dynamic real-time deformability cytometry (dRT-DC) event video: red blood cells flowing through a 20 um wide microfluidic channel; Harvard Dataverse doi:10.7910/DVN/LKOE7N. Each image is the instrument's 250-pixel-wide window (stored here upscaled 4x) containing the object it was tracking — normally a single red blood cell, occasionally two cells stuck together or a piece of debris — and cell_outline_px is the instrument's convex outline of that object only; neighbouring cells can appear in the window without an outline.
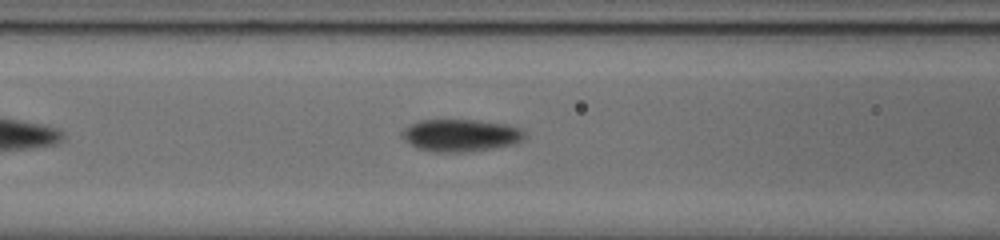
{"species": "common noctule bat (a hibernating species)", "species_latin": "Nyctalus noctula", "temperature_condition": "cold", "stored_images_in_passage": 32, "camera_frame_rate_fps": 3000, "um_per_image_px": 0.085, "animal": {"sex": "male", "body_mass_g": 20.0, "forearm_length_mm": 53.3}, "frame": {"image": 1, "passage_image": 5, "time_ms": 1.333, "image_size_px": [1000, 240], "cell_outline_px": [[524, 136], [520, 140], [512, 144], [488, 148], [460, 152], [432, 152], [416, 148], [404, 140], [400, 136], [400, 132], [404, 128], [420, 120], [476, 120], [504, 124], [524, 128]], "centroid_in_image_um": [39.08, 11.49], "position_along_channel_um": 127.5, "area_um2": 22.89}}
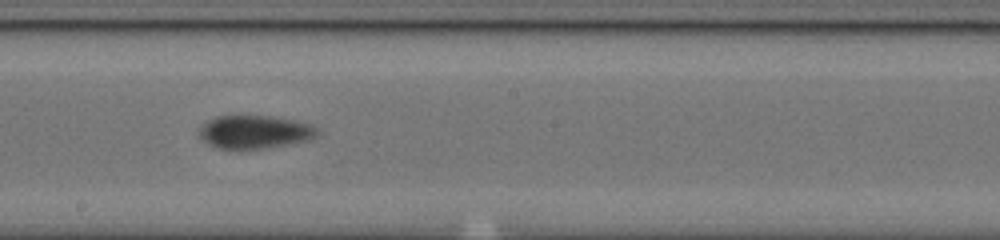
{"frame": {"image": 2, "passage_image": 13, "time_ms": 4.0, "image_size_px": [1000, 240], "cell_outline_px": [[320, 132], [308, 140], [264, 148], [216, 148], [208, 144], [200, 136], [200, 128], [208, 120], [216, 116], [268, 116], [292, 120], [308, 124], [316, 128]], "centroid_in_image_um": [21.62, 11.21], "position_along_channel_um": 226.6, "area_um2": 22.25}}
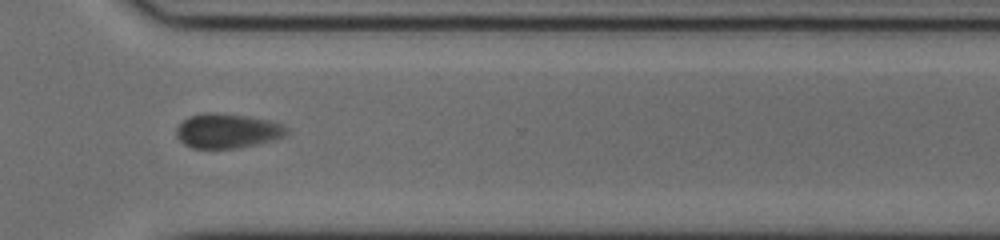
{"frame": {"image": 3, "passage_image": 23, "time_ms": 7.333, "image_size_px": [1000, 240], "cell_outline_px": [[288, 132], [284, 136], [256, 144], [236, 148], [192, 148], [184, 144], [176, 136], [176, 128], [188, 116], [204, 112], [212, 112], [248, 116], [268, 120], [280, 124]], "centroid_in_image_um": [19.26, 11.12], "position_along_channel_um": 351.3, "area_um2": 21.96}}